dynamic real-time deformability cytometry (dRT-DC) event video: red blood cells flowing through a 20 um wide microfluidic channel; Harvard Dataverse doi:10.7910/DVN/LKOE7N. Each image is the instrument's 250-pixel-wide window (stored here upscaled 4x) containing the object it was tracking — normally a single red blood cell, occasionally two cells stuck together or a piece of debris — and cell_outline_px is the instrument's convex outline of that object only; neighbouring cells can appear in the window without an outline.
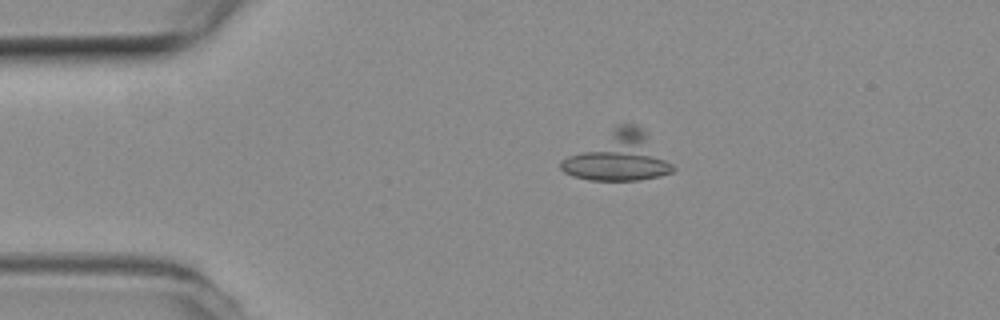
{"species": "common noctule bat (a hibernating species)", "species_latin": "Nyctalus noctula", "temperature_condition": "room temperature", "stored_images_in_passage": 4, "camera_frame_rate_fps": 3000, "um_per_image_px": 0.085, "animal": {"sex": "female", "body_mass_g": 19.3, "forearm_length_mm": 54.1}, "frame": {"image": 1, "passage_image": 3, "time_ms": 0.667, "image_size_px": [1000, 320], "cell_outline_px": [[676, 168], [672, 172], [660, 176], [640, 180], [588, 180], [572, 176], [564, 172], [560, 168], [560, 160], [620, 124], [632, 124], [640, 128], [644, 132]], "centroid_in_image_um": [52.55, 13.36], "position_along_channel_um": 32.5, "area_um2": 30.87}}